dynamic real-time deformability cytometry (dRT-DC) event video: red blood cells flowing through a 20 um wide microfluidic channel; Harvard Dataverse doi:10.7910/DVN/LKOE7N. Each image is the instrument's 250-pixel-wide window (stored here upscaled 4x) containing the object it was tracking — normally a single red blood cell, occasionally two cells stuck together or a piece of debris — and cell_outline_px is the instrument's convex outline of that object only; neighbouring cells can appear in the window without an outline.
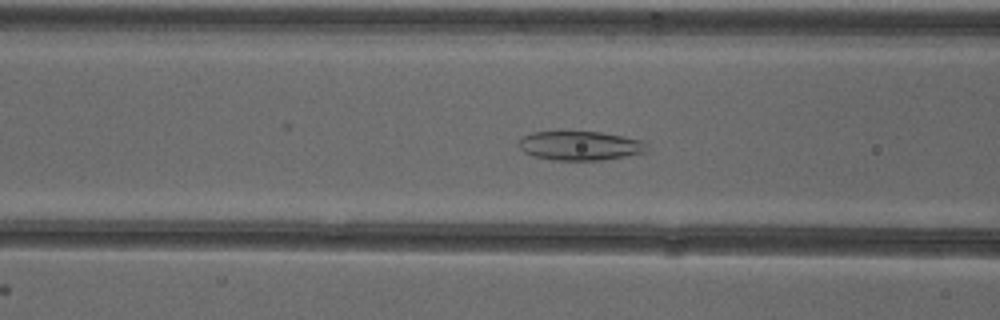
{"species": "common noctule bat (a hibernating species)", "species_latin": "Nyctalus noctula", "temperature_condition": "cold", "stored_images_in_passage": 41, "camera_frame_rate_fps": 3000, "um_per_image_px": 0.085, "animal": {"sex": "female"}, "frame": {"image": 1, "passage_image": 9, "time_ms": 2.667, "image_size_px": [1000, 320], "cell_outline_px": [[648, 148], [644, 152], [624, 156], [600, 160], [552, 160], [532, 156], [524, 152], [516, 144], [524, 136], [532, 132], [600, 132], [644, 140]], "centroid_in_image_um": [49.28, 12.39], "position_along_channel_um": 117.3, "area_um2": 21.68}}
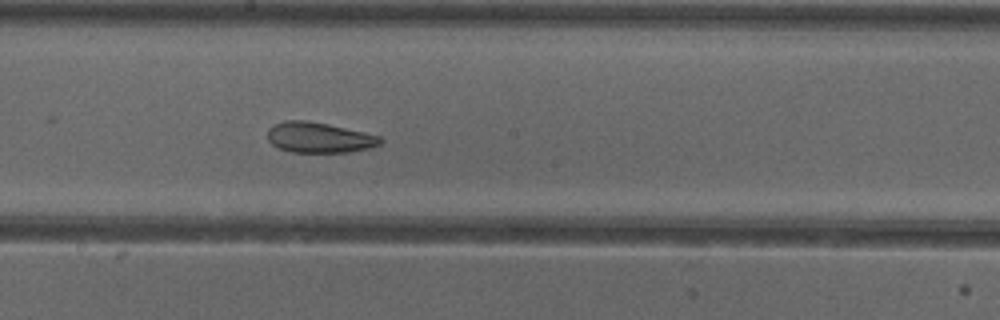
{"frame": {"image": 2, "passage_image": 17, "time_ms": 5.333, "image_size_px": [1000, 320], "cell_outline_px": [[384, 140], [380, 144], [368, 148], [348, 152], [292, 152], [280, 148], [272, 144], [268, 140], [268, 128], [272, 124], [284, 120], [308, 120], [328, 124], [364, 132], [380, 136]], "centroid_in_image_um": [27.1, 11.67], "position_along_channel_um": 221.1, "area_um2": 20.06}}
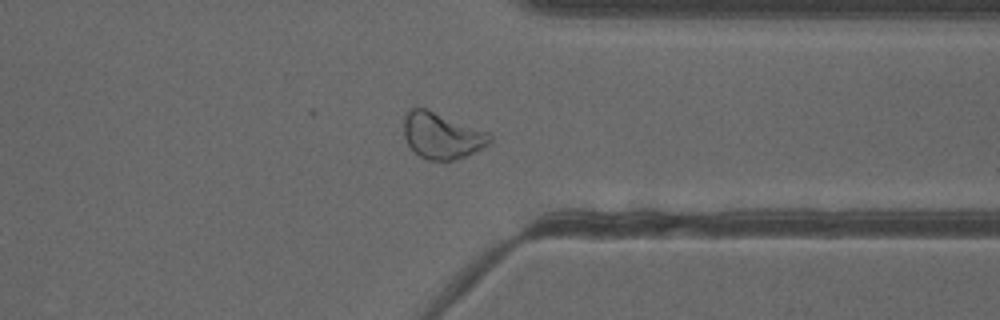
{"frame": {"image": 3, "passage_image": 29, "time_ms": 9.333, "image_size_px": [1000, 320], "cell_outline_px": [[492, 140], [488, 144], [468, 156], [452, 160], [428, 160], [420, 156], [408, 144], [404, 136], [404, 116], [412, 108], [428, 108], [488, 132], [492, 136]], "centroid_in_image_um": [37.57, 11.52], "position_along_channel_um": 373.8, "area_um2": 23.12}, "authors_computed_cell_mechanics": {"area_um2": 22.4264, "velocity_mm_per_s": 3.8751, "shape_relaxation_time_tau1_ms": null, "shape_relaxation_time_tau2_ms": 2.7919, "deformation_change_tau1": null, "deformation_change_tau2": 0.1055}}